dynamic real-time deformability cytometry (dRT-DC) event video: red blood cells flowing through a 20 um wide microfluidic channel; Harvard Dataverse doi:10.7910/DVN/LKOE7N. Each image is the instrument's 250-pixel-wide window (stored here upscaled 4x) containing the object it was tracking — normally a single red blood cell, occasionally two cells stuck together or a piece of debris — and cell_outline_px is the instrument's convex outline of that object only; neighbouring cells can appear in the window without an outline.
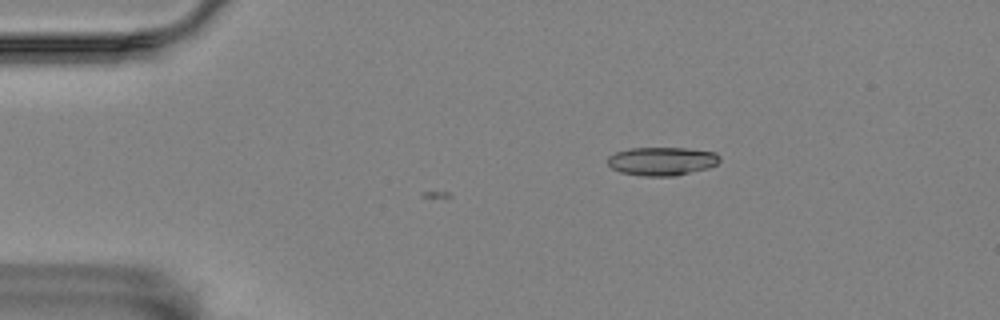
{"species": "Egyptian fruit bat (a non-hibernating species)", "species_latin": "Rousettus aegyptiacus", "temperature_condition": "room temperature", "stored_images_in_passage": 3, "camera_frame_rate_fps": 3000, "um_per_image_px": 0.085, "animal": {"sex": "female"}, "frame": {"image": 1, "passage_image": 3, "time_ms": 2.333, "image_size_px": [1000, 320], "cell_outline_px": [[720, 160], [716, 164], [708, 168], [676, 176], [644, 176], [620, 172], [612, 168], [608, 164], [608, 156], [616, 152], [632, 148], [688, 148], [716, 152], [720, 156]], "centroid_in_image_um": [56.28, 13.7], "position_along_channel_um": 28.7, "area_um2": 18.61}}